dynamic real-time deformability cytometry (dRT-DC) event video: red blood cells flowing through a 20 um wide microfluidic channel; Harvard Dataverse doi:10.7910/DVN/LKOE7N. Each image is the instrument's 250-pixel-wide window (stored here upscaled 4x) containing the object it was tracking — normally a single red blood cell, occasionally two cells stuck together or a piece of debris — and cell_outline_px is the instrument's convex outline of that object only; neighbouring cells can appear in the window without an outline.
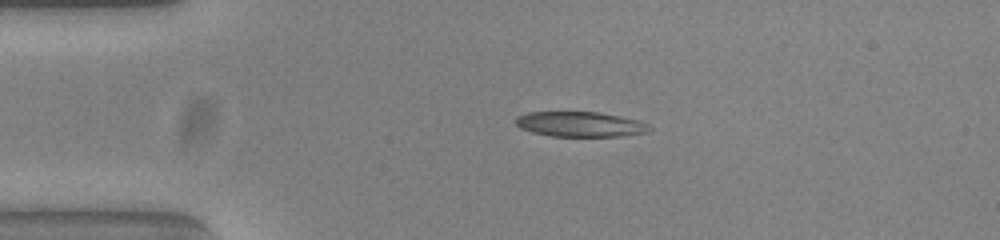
{"species": "common noctule bat (a hibernating species)", "species_latin": "Nyctalus noctula", "temperature_condition": "warm", "stored_images_in_passage": 43, "camera_frame_rate_fps": 3000, "um_per_image_px": 0.085, "animal": {"sex": "female", "body_mass_g": 23.0, "forearm_length_mm": 53.4}, "frame": {"image": 1, "passage_image": 1, "time_ms": 0.0, "image_size_px": [1000, 240], "cell_outline_px": [[652, 128], [648, 132], [624, 136], [548, 136], [532, 132], [520, 128], [516, 124], [516, 116], [528, 112], [600, 112], [640, 120], [648, 124]], "centroid_in_image_um": [49.34, 10.56], "position_along_channel_um": 35.7, "area_um2": 19.71}}
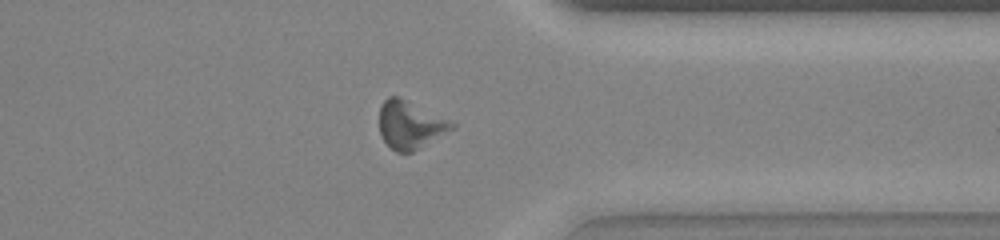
{"frame": {"image": 2, "passage_image": 31, "time_ms": 10.0, "image_size_px": [1000, 240], "cell_outline_px": [[456, 128], [420, 148], [412, 152], [396, 152], [380, 136], [380, 104], [388, 96], [400, 96], [456, 124]], "centroid_in_image_um": [34.86, 10.6], "position_along_channel_um": 376.5, "area_um2": 20.17}}
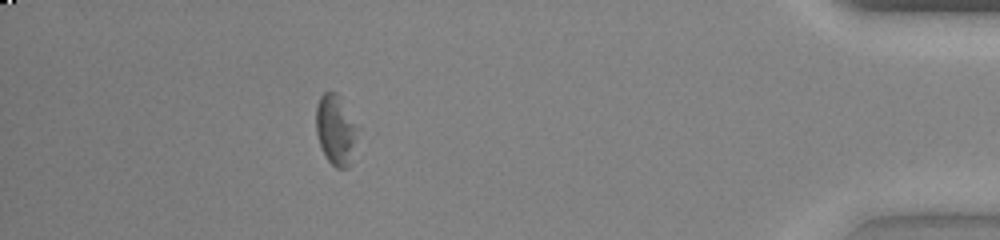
{"frame": {"image": 3, "passage_image": 37, "time_ms": 12.0, "image_size_px": [1000, 240], "cell_outline_px": [[356, 132], [348, 168], [336, 168], [328, 160], [320, 144], [316, 132], [316, 108], [320, 96], [324, 92], [336, 92], [356, 124]], "centroid_in_image_um": [28.49, 11.01], "position_along_channel_um": 406.7, "area_um2": 16.24}, "authors_computed_cell_mechanics": {"area_um2": 19.7098, "velocity_mm_per_s": 3.8306, "shape_relaxation_time_tau1_ms": 4.3615, "shape_relaxation_time_tau2_ms": null, "deformation_change_tau1": 0.1257, "deformation_change_tau2": null}}